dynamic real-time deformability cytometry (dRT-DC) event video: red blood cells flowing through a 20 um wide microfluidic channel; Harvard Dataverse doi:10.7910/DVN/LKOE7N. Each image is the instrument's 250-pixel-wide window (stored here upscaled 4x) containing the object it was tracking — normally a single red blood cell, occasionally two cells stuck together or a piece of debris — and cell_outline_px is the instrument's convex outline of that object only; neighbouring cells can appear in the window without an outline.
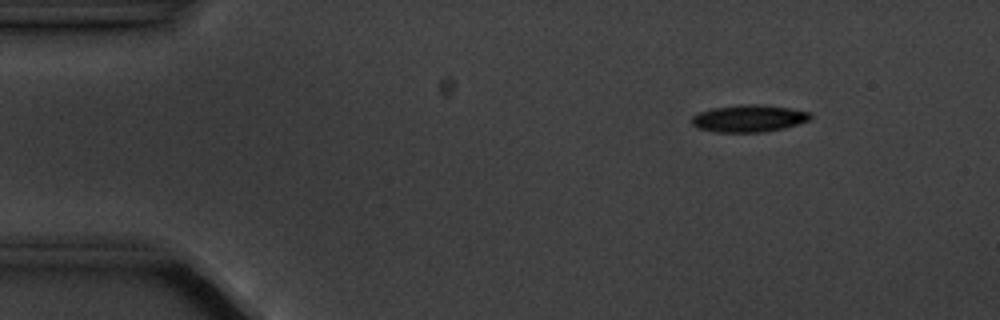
{"species": "common noctule bat (a hibernating species)", "species_latin": "Nyctalus noctula", "temperature_condition": "cold", "stored_images_in_passage": 6, "camera_frame_rate_fps": 3000, "um_per_image_px": 0.085, "animal": {"sex": "male", "body_mass_g": 20.1, "forearm_length_mm": 53.5}, "frame": {"image": 1, "passage_image": 2, "time_ms": 1.0, "image_size_px": [1000, 320], "cell_outline_px": [[812, 116], [808, 120], [784, 128], [764, 132], [712, 132], [696, 128], [692, 124], [692, 116], [700, 112], [712, 108], [744, 104], [756, 104], [788, 108], [808, 112]], "centroid_in_image_um": [63.59, 10.08], "position_along_channel_um": 21.4, "area_um2": 18.61}}
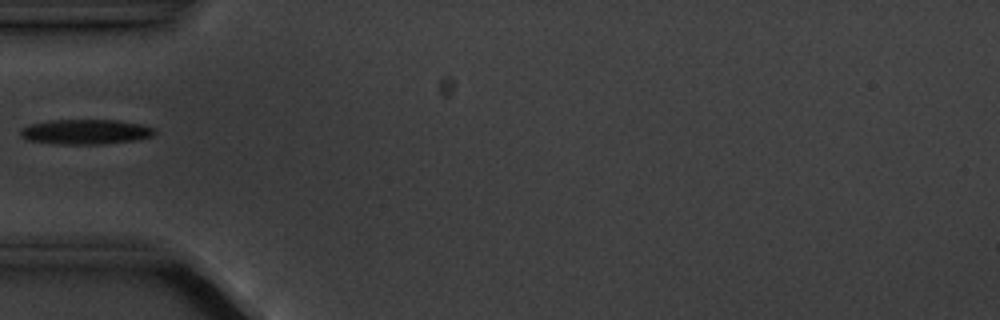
{"frame": {"image": 2, "passage_image": 5, "time_ms": 4.667, "image_size_px": [1000, 320], "cell_outline_px": [[156, 132], [152, 136], [136, 140], [104, 144], [60, 144], [28, 140], [20, 136], [20, 128], [32, 124], [52, 120], [116, 120], [140, 124], [156, 128]], "centroid_in_image_um": [7.3, 11.2], "position_along_channel_um": 77.7, "area_um2": 19.48}}